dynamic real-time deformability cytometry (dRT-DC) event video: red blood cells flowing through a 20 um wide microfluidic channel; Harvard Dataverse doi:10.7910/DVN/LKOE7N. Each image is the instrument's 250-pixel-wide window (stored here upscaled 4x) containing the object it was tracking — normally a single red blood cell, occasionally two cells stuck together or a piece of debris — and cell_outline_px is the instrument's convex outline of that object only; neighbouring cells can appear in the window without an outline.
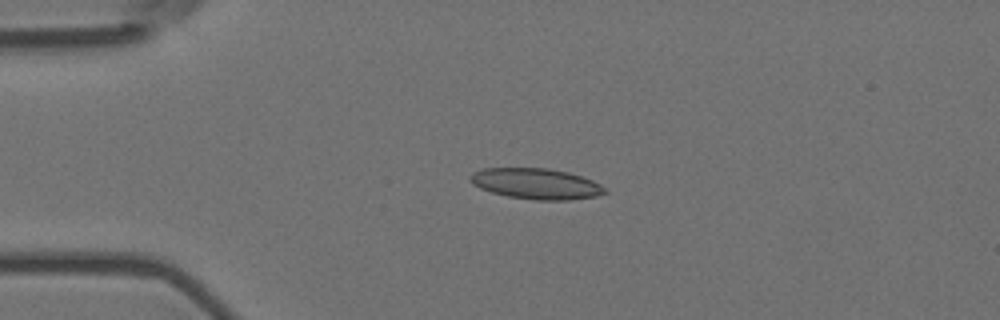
{"species": "Egyptian fruit bat (a non-hibernating species)", "species_latin": "Rousettus aegyptiacus", "temperature_condition": "room temperature", "stored_images_in_passage": 5, "camera_frame_rate_fps": 3000, "um_per_image_px": 0.085, "animal": {"sex": "female"}, "frame": {"image": 1, "passage_image": 3, "time_ms": 0.667, "image_size_px": [1000, 320], "cell_outline_px": [[608, 192], [596, 196], [568, 200], [536, 200], [508, 196], [492, 192], [480, 188], [472, 184], [468, 180], [468, 176], [472, 172], [480, 168], [548, 168], [568, 172], [592, 180], [608, 188]], "centroid_in_image_um": [45.55, 15.61], "position_along_channel_um": 39.4, "area_um2": 24.33}}
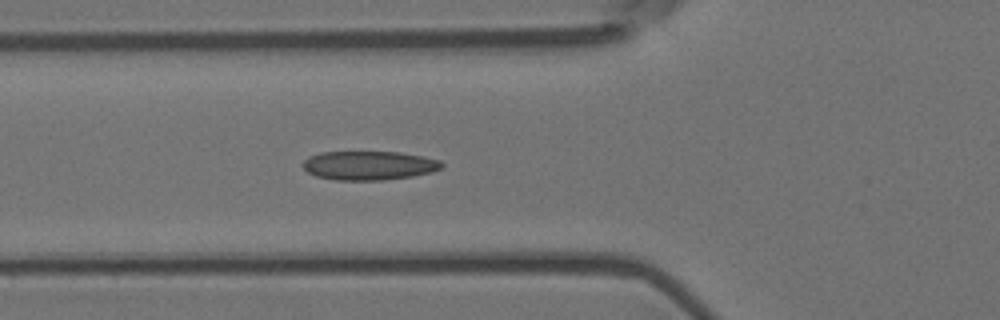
{"frame": {"image": 2, "passage_image": 5, "time_ms": 1.333, "image_size_px": [1000, 320], "cell_outline_px": [[444, 164], [440, 168], [432, 172], [412, 176], [384, 180], [332, 180], [316, 176], [308, 172], [300, 164], [308, 156], [320, 152], [400, 152], [424, 156], [440, 160]], "centroid_in_image_um": [31.34, 14.06], "position_along_channel_um": 94.5, "area_um2": 23.64}}